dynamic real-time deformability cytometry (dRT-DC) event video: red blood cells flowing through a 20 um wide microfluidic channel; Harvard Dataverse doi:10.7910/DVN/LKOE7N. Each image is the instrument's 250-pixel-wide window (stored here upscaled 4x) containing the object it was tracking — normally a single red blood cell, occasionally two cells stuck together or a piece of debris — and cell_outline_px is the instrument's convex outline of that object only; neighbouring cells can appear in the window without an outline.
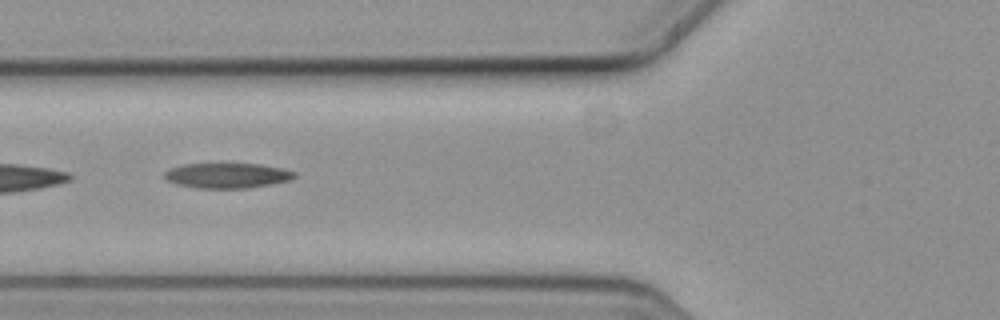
{"species": "common noctule bat (a hibernating species)", "species_latin": "Nyctalus noctula", "temperature_condition": "cold", "stored_images_in_passage": 14, "camera_frame_rate_fps": 3000, "um_per_image_px": 0.085, "animal": {"sex": "female", "body_mass_g": 19.3, "forearm_length_mm": 54.1}, "frame": {"image": 1, "passage_image": 5, "time_ms": 1.333, "image_size_px": [1000, 320], "cell_outline_px": [[296, 176], [292, 180], [272, 184], [248, 188], [196, 188], [176, 184], [168, 180], [164, 176], [164, 172], [168, 168], [184, 164], [260, 164], [280, 168], [296, 172]], "centroid_in_image_um": [19.31, 14.92], "position_along_channel_um": 106.5, "area_um2": 19.07}}
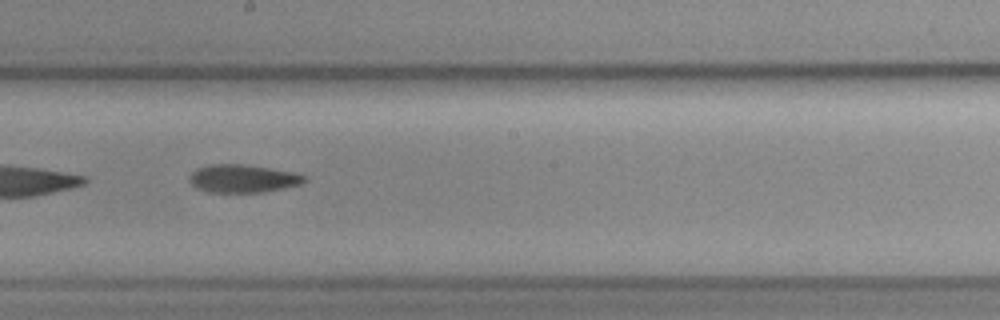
{"frame": {"image": 2, "passage_image": 8, "time_ms": 2.333, "image_size_px": [1000, 320], "cell_outline_px": [[308, 180], [300, 184], [284, 188], [264, 192], [208, 192], [192, 184], [188, 176], [196, 168], [208, 164], [244, 164], [296, 172], [308, 176]], "centroid_in_image_um": [20.69, 15.16], "position_along_channel_um": 227.5, "area_um2": 18.9}}
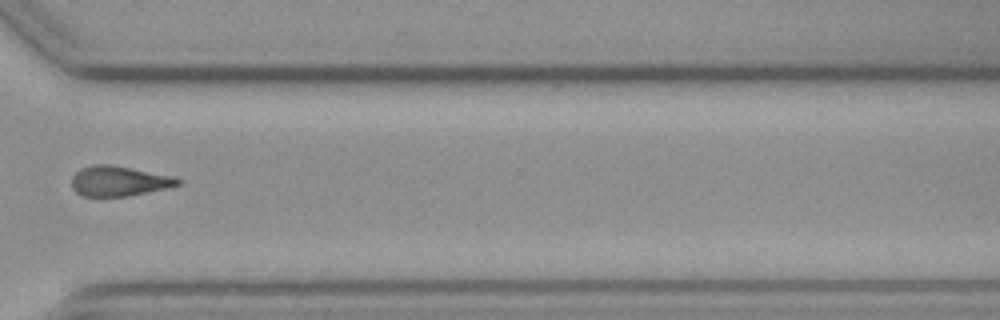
{"frame": {"image": 3, "passage_image": 11, "time_ms": 3.333, "image_size_px": [1000, 320], "cell_outline_px": [[180, 184], [164, 188], [128, 196], [80, 196], [72, 188], [72, 176], [80, 168], [92, 164], [112, 164], [172, 176], [180, 180]], "centroid_in_image_um": [10.04, 15.38], "position_along_channel_um": 360.6, "area_um2": 18.5}}